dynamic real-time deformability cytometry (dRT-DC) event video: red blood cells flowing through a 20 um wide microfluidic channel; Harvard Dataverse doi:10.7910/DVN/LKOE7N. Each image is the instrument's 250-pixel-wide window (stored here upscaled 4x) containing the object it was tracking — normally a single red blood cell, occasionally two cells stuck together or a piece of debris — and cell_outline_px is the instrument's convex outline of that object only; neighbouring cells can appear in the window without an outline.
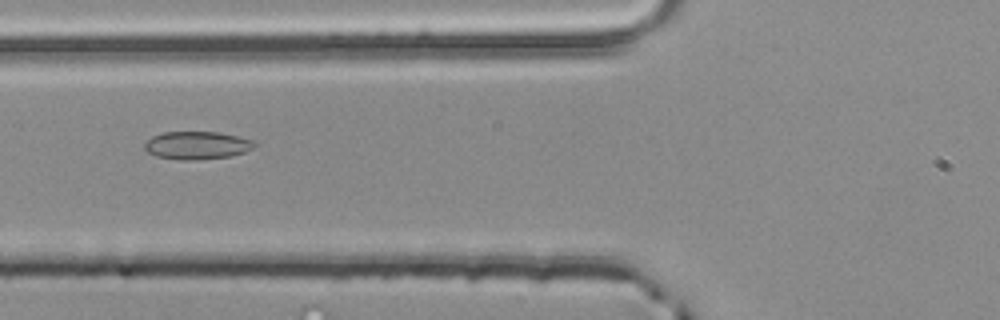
{"species": "common noctule bat (a hibernating species)", "species_latin": "Nyctalus noctula", "temperature_condition": "room temperature", "stored_images_in_passage": 4, "segment_of_instrument_passage": [2, 2], "camera_frame_rate_fps": 3000, "um_per_image_px": 0.085, "animal": {"sex": "male", "body_mass_g": 20.4}, "frame": {"image": 1, "passage_image": 4, "time_ms": 1.0, "image_size_px": [1000, 320], "cell_outline_px": [[256, 144], [252, 148], [244, 152], [228, 156], [192, 160], [176, 160], [156, 156], [148, 152], [144, 148], [144, 144], [152, 136], [164, 132], [220, 132], [252, 140]], "centroid_in_image_um": [16.7, 12.35], "position_along_channel_um": 109.1, "area_um2": 17.69}}